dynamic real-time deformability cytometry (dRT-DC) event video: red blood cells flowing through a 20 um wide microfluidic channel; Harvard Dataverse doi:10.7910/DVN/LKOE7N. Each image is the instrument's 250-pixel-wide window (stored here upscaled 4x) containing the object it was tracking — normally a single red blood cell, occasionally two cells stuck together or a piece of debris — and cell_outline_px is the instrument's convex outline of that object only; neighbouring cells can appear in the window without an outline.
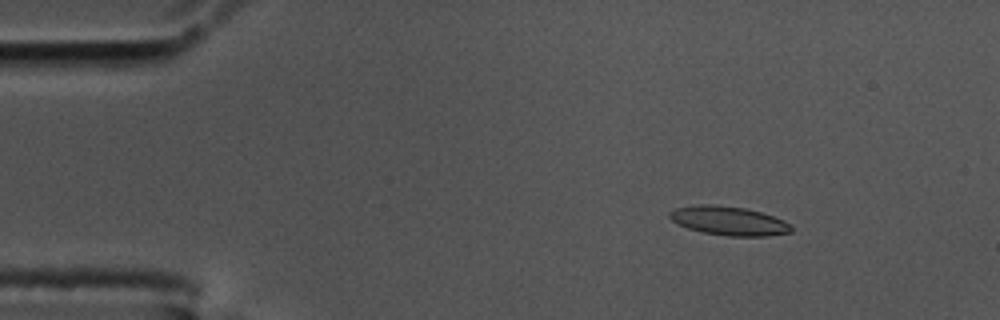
{"species": "common noctule bat (a hibernating species)", "species_latin": "Nyctalus noctula", "temperature_condition": "cold", "stored_images_in_passage": 59, "camera_frame_rate_fps": 3000, "um_per_image_px": 0.085, "animal": {"sex": "male", "body_mass_g": 17.5, "forearm_length_mm": 52.3}, "frame": {"image": 1, "passage_image": 8, "time_ms": 2.333, "image_size_px": [1000, 320], "cell_outline_px": [[792, 232], [768, 236], [728, 236], [704, 232], [688, 228], [672, 220], [668, 216], [668, 212], [676, 208], [700, 204], [712, 204], [744, 208], [760, 212], [784, 220], [792, 224]], "centroid_in_image_um": [61.97, 18.77], "position_along_channel_um": 23.0, "area_um2": 20.4}}
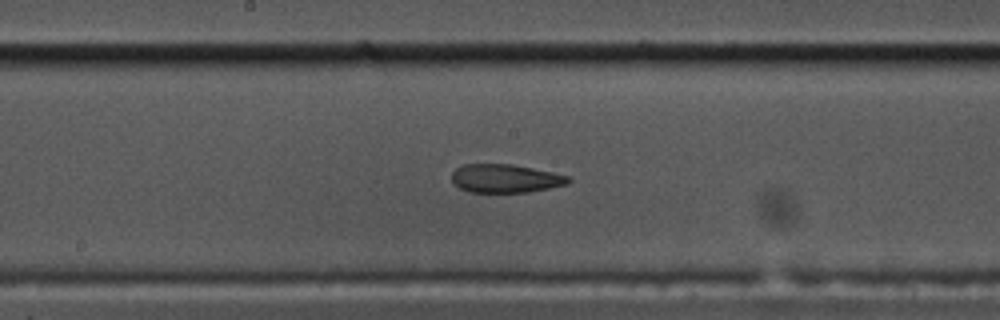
{"frame": {"image": 2, "passage_image": 30, "time_ms": 9.667, "image_size_px": [1000, 320], "cell_outline_px": [[572, 180], [568, 184], [528, 192], [468, 192], [452, 184], [452, 172], [456, 168], [464, 164], [512, 164], [552, 172], [568, 176]], "centroid_in_image_um": [42.93, 15.17], "position_along_channel_um": 205.3, "area_um2": 19.36}}
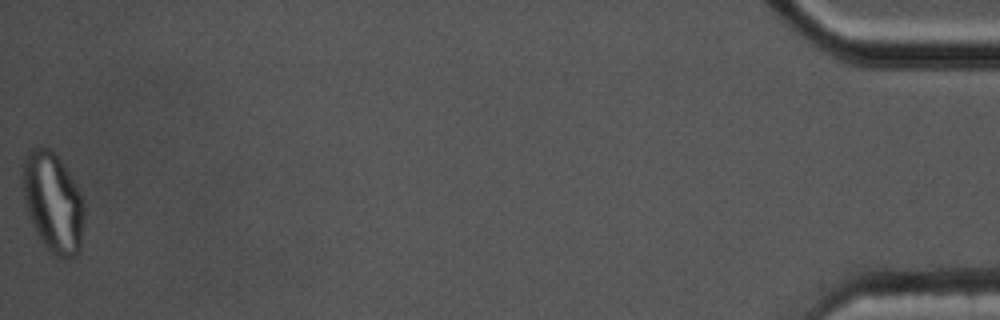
{"frame": {"image": 3, "passage_image": 58, "time_ms": 19.0, "image_size_px": [1000, 320], "cell_outline_px": [[84, 216], [80, 252], [76, 256], [68, 260], [56, 256], [44, 244], [28, 212], [24, 200], [24, 160], [28, 148], [48, 148], [64, 164], [72, 176], [80, 192], [84, 204]], "centroid_in_image_um": [4.56, 17.22], "position_along_channel_um": 430.6, "area_um2": 35.32}}